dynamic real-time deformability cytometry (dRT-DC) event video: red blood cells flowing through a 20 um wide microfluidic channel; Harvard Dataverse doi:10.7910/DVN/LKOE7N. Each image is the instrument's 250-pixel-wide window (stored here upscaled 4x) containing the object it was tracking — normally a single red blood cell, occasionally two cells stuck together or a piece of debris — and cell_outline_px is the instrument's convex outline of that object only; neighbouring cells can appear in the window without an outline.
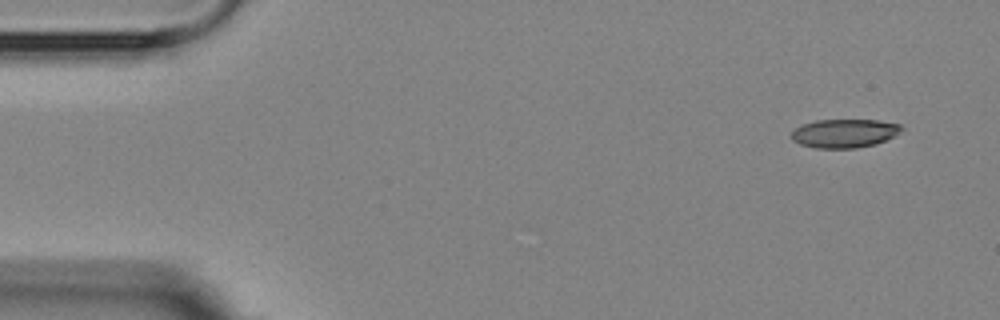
{"species": "Egyptian fruit bat (a non-hibernating species)", "species_latin": "Rousettus aegyptiacus", "temperature_condition": "room temperature", "stored_images_in_passage": 4, "segment_of_instrument_passage": [2, 2], "camera_frame_rate_fps": 3000, "um_per_image_px": 0.085, "animal": {"sex": "female"}, "frame": {"image": 1, "passage_image": 4, "time_ms": 5.333, "image_size_px": [1000, 320], "cell_outline_px": [[904, 128], [896, 136], [876, 144], [856, 148], [816, 148], [800, 144], [792, 140], [792, 132], [796, 128], [804, 124], [816, 120], [876, 120], [900, 124]], "centroid_in_image_um": [71.81, 11.33], "position_along_channel_um": 13.2, "area_um2": 18.38}}